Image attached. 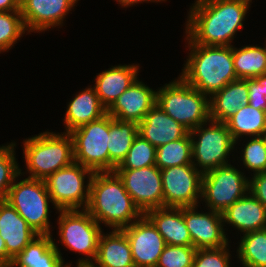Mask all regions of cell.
Segmentation results:
<instances>
[{
	"instance_id": "obj_44",
	"label": "cell",
	"mask_w": 266,
	"mask_h": 267,
	"mask_svg": "<svg viewBox=\"0 0 266 267\" xmlns=\"http://www.w3.org/2000/svg\"><path fill=\"white\" fill-rule=\"evenodd\" d=\"M77 267H96L93 263H77Z\"/></svg>"
},
{
	"instance_id": "obj_43",
	"label": "cell",
	"mask_w": 266,
	"mask_h": 267,
	"mask_svg": "<svg viewBox=\"0 0 266 267\" xmlns=\"http://www.w3.org/2000/svg\"><path fill=\"white\" fill-rule=\"evenodd\" d=\"M254 79L262 86V92L266 100V74H262Z\"/></svg>"
},
{
	"instance_id": "obj_40",
	"label": "cell",
	"mask_w": 266,
	"mask_h": 267,
	"mask_svg": "<svg viewBox=\"0 0 266 267\" xmlns=\"http://www.w3.org/2000/svg\"><path fill=\"white\" fill-rule=\"evenodd\" d=\"M20 11L19 0H0V12Z\"/></svg>"
},
{
	"instance_id": "obj_16",
	"label": "cell",
	"mask_w": 266,
	"mask_h": 267,
	"mask_svg": "<svg viewBox=\"0 0 266 267\" xmlns=\"http://www.w3.org/2000/svg\"><path fill=\"white\" fill-rule=\"evenodd\" d=\"M78 0H21L20 13L30 32L47 31L62 26L64 17L75 7Z\"/></svg>"
},
{
	"instance_id": "obj_18",
	"label": "cell",
	"mask_w": 266,
	"mask_h": 267,
	"mask_svg": "<svg viewBox=\"0 0 266 267\" xmlns=\"http://www.w3.org/2000/svg\"><path fill=\"white\" fill-rule=\"evenodd\" d=\"M0 235L7 250V267L38 234L6 200L0 201Z\"/></svg>"
},
{
	"instance_id": "obj_33",
	"label": "cell",
	"mask_w": 266,
	"mask_h": 267,
	"mask_svg": "<svg viewBox=\"0 0 266 267\" xmlns=\"http://www.w3.org/2000/svg\"><path fill=\"white\" fill-rule=\"evenodd\" d=\"M26 31L20 11L0 12V53L11 49Z\"/></svg>"
},
{
	"instance_id": "obj_30",
	"label": "cell",
	"mask_w": 266,
	"mask_h": 267,
	"mask_svg": "<svg viewBox=\"0 0 266 267\" xmlns=\"http://www.w3.org/2000/svg\"><path fill=\"white\" fill-rule=\"evenodd\" d=\"M237 258L243 267H266V228L243 234Z\"/></svg>"
},
{
	"instance_id": "obj_6",
	"label": "cell",
	"mask_w": 266,
	"mask_h": 267,
	"mask_svg": "<svg viewBox=\"0 0 266 267\" xmlns=\"http://www.w3.org/2000/svg\"><path fill=\"white\" fill-rule=\"evenodd\" d=\"M189 133L192 141V164L202 174L230 164L227 158L236 144L226 123L209 120Z\"/></svg>"
},
{
	"instance_id": "obj_3",
	"label": "cell",
	"mask_w": 266,
	"mask_h": 267,
	"mask_svg": "<svg viewBox=\"0 0 266 267\" xmlns=\"http://www.w3.org/2000/svg\"><path fill=\"white\" fill-rule=\"evenodd\" d=\"M190 53L179 75L187 84L209 98L228 83L237 80L233 46L194 44L187 36Z\"/></svg>"
},
{
	"instance_id": "obj_13",
	"label": "cell",
	"mask_w": 266,
	"mask_h": 267,
	"mask_svg": "<svg viewBox=\"0 0 266 267\" xmlns=\"http://www.w3.org/2000/svg\"><path fill=\"white\" fill-rule=\"evenodd\" d=\"M114 172L143 214L163 207L161 169L156 165L139 169H115Z\"/></svg>"
},
{
	"instance_id": "obj_9",
	"label": "cell",
	"mask_w": 266,
	"mask_h": 267,
	"mask_svg": "<svg viewBox=\"0 0 266 267\" xmlns=\"http://www.w3.org/2000/svg\"><path fill=\"white\" fill-rule=\"evenodd\" d=\"M93 174L92 170L73 162L49 175L44 181L56 210L86 209Z\"/></svg>"
},
{
	"instance_id": "obj_34",
	"label": "cell",
	"mask_w": 266,
	"mask_h": 267,
	"mask_svg": "<svg viewBox=\"0 0 266 267\" xmlns=\"http://www.w3.org/2000/svg\"><path fill=\"white\" fill-rule=\"evenodd\" d=\"M15 143L0 146V201L6 200L9 189L16 177L21 176V168L15 158Z\"/></svg>"
},
{
	"instance_id": "obj_31",
	"label": "cell",
	"mask_w": 266,
	"mask_h": 267,
	"mask_svg": "<svg viewBox=\"0 0 266 267\" xmlns=\"http://www.w3.org/2000/svg\"><path fill=\"white\" fill-rule=\"evenodd\" d=\"M192 163V141L190 133L184 138L171 141L156 148L155 165L161 170Z\"/></svg>"
},
{
	"instance_id": "obj_37",
	"label": "cell",
	"mask_w": 266,
	"mask_h": 267,
	"mask_svg": "<svg viewBox=\"0 0 266 267\" xmlns=\"http://www.w3.org/2000/svg\"><path fill=\"white\" fill-rule=\"evenodd\" d=\"M229 252V244L216 249H198L192 267H231Z\"/></svg>"
},
{
	"instance_id": "obj_22",
	"label": "cell",
	"mask_w": 266,
	"mask_h": 267,
	"mask_svg": "<svg viewBox=\"0 0 266 267\" xmlns=\"http://www.w3.org/2000/svg\"><path fill=\"white\" fill-rule=\"evenodd\" d=\"M61 255L52 235H38L13 258L10 267H71Z\"/></svg>"
},
{
	"instance_id": "obj_2",
	"label": "cell",
	"mask_w": 266,
	"mask_h": 267,
	"mask_svg": "<svg viewBox=\"0 0 266 267\" xmlns=\"http://www.w3.org/2000/svg\"><path fill=\"white\" fill-rule=\"evenodd\" d=\"M85 210L99 224L117 230L130 226L144 215L114 171L94 172Z\"/></svg>"
},
{
	"instance_id": "obj_1",
	"label": "cell",
	"mask_w": 266,
	"mask_h": 267,
	"mask_svg": "<svg viewBox=\"0 0 266 267\" xmlns=\"http://www.w3.org/2000/svg\"><path fill=\"white\" fill-rule=\"evenodd\" d=\"M251 2L247 0H196L188 14L185 33L204 46H233L232 39L243 27Z\"/></svg>"
},
{
	"instance_id": "obj_26",
	"label": "cell",
	"mask_w": 266,
	"mask_h": 267,
	"mask_svg": "<svg viewBox=\"0 0 266 267\" xmlns=\"http://www.w3.org/2000/svg\"><path fill=\"white\" fill-rule=\"evenodd\" d=\"M107 113V109L100 103L93 86L85 88L69 102L64 117L66 132H71L86 123L97 120Z\"/></svg>"
},
{
	"instance_id": "obj_28",
	"label": "cell",
	"mask_w": 266,
	"mask_h": 267,
	"mask_svg": "<svg viewBox=\"0 0 266 267\" xmlns=\"http://www.w3.org/2000/svg\"><path fill=\"white\" fill-rule=\"evenodd\" d=\"M235 144L240 137H259L266 131V111L249 104L240 107L226 122Z\"/></svg>"
},
{
	"instance_id": "obj_42",
	"label": "cell",
	"mask_w": 266,
	"mask_h": 267,
	"mask_svg": "<svg viewBox=\"0 0 266 267\" xmlns=\"http://www.w3.org/2000/svg\"><path fill=\"white\" fill-rule=\"evenodd\" d=\"M122 7L133 6L134 4L142 3V2H161L165 0H116Z\"/></svg>"
},
{
	"instance_id": "obj_20",
	"label": "cell",
	"mask_w": 266,
	"mask_h": 267,
	"mask_svg": "<svg viewBox=\"0 0 266 267\" xmlns=\"http://www.w3.org/2000/svg\"><path fill=\"white\" fill-rule=\"evenodd\" d=\"M224 226L231 224L243 234L266 228V207L250 192L222 212Z\"/></svg>"
},
{
	"instance_id": "obj_41",
	"label": "cell",
	"mask_w": 266,
	"mask_h": 267,
	"mask_svg": "<svg viewBox=\"0 0 266 267\" xmlns=\"http://www.w3.org/2000/svg\"><path fill=\"white\" fill-rule=\"evenodd\" d=\"M0 267H7L6 244L1 235H0Z\"/></svg>"
},
{
	"instance_id": "obj_19",
	"label": "cell",
	"mask_w": 266,
	"mask_h": 267,
	"mask_svg": "<svg viewBox=\"0 0 266 267\" xmlns=\"http://www.w3.org/2000/svg\"><path fill=\"white\" fill-rule=\"evenodd\" d=\"M189 131L155 104L138 123V135L154 147L184 138Z\"/></svg>"
},
{
	"instance_id": "obj_17",
	"label": "cell",
	"mask_w": 266,
	"mask_h": 267,
	"mask_svg": "<svg viewBox=\"0 0 266 267\" xmlns=\"http://www.w3.org/2000/svg\"><path fill=\"white\" fill-rule=\"evenodd\" d=\"M138 79L107 109L111 117L138 124L156 104V91Z\"/></svg>"
},
{
	"instance_id": "obj_36",
	"label": "cell",
	"mask_w": 266,
	"mask_h": 267,
	"mask_svg": "<svg viewBox=\"0 0 266 267\" xmlns=\"http://www.w3.org/2000/svg\"><path fill=\"white\" fill-rule=\"evenodd\" d=\"M196 248L166 244L156 267H192Z\"/></svg>"
},
{
	"instance_id": "obj_32",
	"label": "cell",
	"mask_w": 266,
	"mask_h": 267,
	"mask_svg": "<svg viewBox=\"0 0 266 267\" xmlns=\"http://www.w3.org/2000/svg\"><path fill=\"white\" fill-rule=\"evenodd\" d=\"M155 160L156 147L137 135L126 157L116 169H139L154 166Z\"/></svg>"
},
{
	"instance_id": "obj_38",
	"label": "cell",
	"mask_w": 266,
	"mask_h": 267,
	"mask_svg": "<svg viewBox=\"0 0 266 267\" xmlns=\"http://www.w3.org/2000/svg\"><path fill=\"white\" fill-rule=\"evenodd\" d=\"M249 192L266 207V172L254 174L249 179Z\"/></svg>"
},
{
	"instance_id": "obj_35",
	"label": "cell",
	"mask_w": 266,
	"mask_h": 267,
	"mask_svg": "<svg viewBox=\"0 0 266 267\" xmlns=\"http://www.w3.org/2000/svg\"><path fill=\"white\" fill-rule=\"evenodd\" d=\"M241 152L240 160L253 175L266 172V143L262 136L251 137Z\"/></svg>"
},
{
	"instance_id": "obj_21",
	"label": "cell",
	"mask_w": 266,
	"mask_h": 267,
	"mask_svg": "<svg viewBox=\"0 0 266 267\" xmlns=\"http://www.w3.org/2000/svg\"><path fill=\"white\" fill-rule=\"evenodd\" d=\"M139 65H118L102 71L95 78L94 88L100 103L108 109L138 78Z\"/></svg>"
},
{
	"instance_id": "obj_39",
	"label": "cell",
	"mask_w": 266,
	"mask_h": 267,
	"mask_svg": "<svg viewBox=\"0 0 266 267\" xmlns=\"http://www.w3.org/2000/svg\"><path fill=\"white\" fill-rule=\"evenodd\" d=\"M248 84V104L256 109L266 111V100L262 92V86L255 79H247Z\"/></svg>"
},
{
	"instance_id": "obj_23",
	"label": "cell",
	"mask_w": 266,
	"mask_h": 267,
	"mask_svg": "<svg viewBox=\"0 0 266 267\" xmlns=\"http://www.w3.org/2000/svg\"><path fill=\"white\" fill-rule=\"evenodd\" d=\"M156 227L168 245L192 246L182 207H160L144 214Z\"/></svg>"
},
{
	"instance_id": "obj_12",
	"label": "cell",
	"mask_w": 266,
	"mask_h": 267,
	"mask_svg": "<svg viewBox=\"0 0 266 267\" xmlns=\"http://www.w3.org/2000/svg\"><path fill=\"white\" fill-rule=\"evenodd\" d=\"M202 175L193 164L162 169L163 207L199 206Z\"/></svg>"
},
{
	"instance_id": "obj_29",
	"label": "cell",
	"mask_w": 266,
	"mask_h": 267,
	"mask_svg": "<svg viewBox=\"0 0 266 267\" xmlns=\"http://www.w3.org/2000/svg\"><path fill=\"white\" fill-rule=\"evenodd\" d=\"M233 65L238 79H254L266 74V45L244 46L241 49L233 46Z\"/></svg>"
},
{
	"instance_id": "obj_5",
	"label": "cell",
	"mask_w": 266,
	"mask_h": 267,
	"mask_svg": "<svg viewBox=\"0 0 266 267\" xmlns=\"http://www.w3.org/2000/svg\"><path fill=\"white\" fill-rule=\"evenodd\" d=\"M156 104L189 132L210 120L208 96L180 76L156 91Z\"/></svg>"
},
{
	"instance_id": "obj_8",
	"label": "cell",
	"mask_w": 266,
	"mask_h": 267,
	"mask_svg": "<svg viewBox=\"0 0 266 267\" xmlns=\"http://www.w3.org/2000/svg\"><path fill=\"white\" fill-rule=\"evenodd\" d=\"M58 213L59 242L70 251L86 255L77 263H93L102 233L100 224L85 209L58 210Z\"/></svg>"
},
{
	"instance_id": "obj_15",
	"label": "cell",
	"mask_w": 266,
	"mask_h": 267,
	"mask_svg": "<svg viewBox=\"0 0 266 267\" xmlns=\"http://www.w3.org/2000/svg\"><path fill=\"white\" fill-rule=\"evenodd\" d=\"M197 206L182 207V213L192 239V246L198 249H216L228 245L222 213L197 212Z\"/></svg>"
},
{
	"instance_id": "obj_14",
	"label": "cell",
	"mask_w": 266,
	"mask_h": 267,
	"mask_svg": "<svg viewBox=\"0 0 266 267\" xmlns=\"http://www.w3.org/2000/svg\"><path fill=\"white\" fill-rule=\"evenodd\" d=\"M121 230L129 240L135 267H156L166 243L153 223L143 215Z\"/></svg>"
},
{
	"instance_id": "obj_10",
	"label": "cell",
	"mask_w": 266,
	"mask_h": 267,
	"mask_svg": "<svg viewBox=\"0 0 266 267\" xmlns=\"http://www.w3.org/2000/svg\"><path fill=\"white\" fill-rule=\"evenodd\" d=\"M109 126L110 115L106 113L69 132L73 139L74 162L93 172H109Z\"/></svg>"
},
{
	"instance_id": "obj_45",
	"label": "cell",
	"mask_w": 266,
	"mask_h": 267,
	"mask_svg": "<svg viewBox=\"0 0 266 267\" xmlns=\"http://www.w3.org/2000/svg\"><path fill=\"white\" fill-rule=\"evenodd\" d=\"M262 137L264 138L265 143H266V131L264 132V134L262 135Z\"/></svg>"
},
{
	"instance_id": "obj_11",
	"label": "cell",
	"mask_w": 266,
	"mask_h": 267,
	"mask_svg": "<svg viewBox=\"0 0 266 267\" xmlns=\"http://www.w3.org/2000/svg\"><path fill=\"white\" fill-rule=\"evenodd\" d=\"M249 192V179L231 164L212 169L202 175L201 200L208 209L224 212Z\"/></svg>"
},
{
	"instance_id": "obj_25",
	"label": "cell",
	"mask_w": 266,
	"mask_h": 267,
	"mask_svg": "<svg viewBox=\"0 0 266 267\" xmlns=\"http://www.w3.org/2000/svg\"><path fill=\"white\" fill-rule=\"evenodd\" d=\"M101 233L98 242L96 267H135L129 240L122 230L113 229L109 234Z\"/></svg>"
},
{
	"instance_id": "obj_27",
	"label": "cell",
	"mask_w": 266,
	"mask_h": 267,
	"mask_svg": "<svg viewBox=\"0 0 266 267\" xmlns=\"http://www.w3.org/2000/svg\"><path fill=\"white\" fill-rule=\"evenodd\" d=\"M137 135V123L121 121L110 116L107 143L109 151V172H113L121 164Z\"/></svg>"
},
{
	"instance_id": "obj_4",
	"label": "cell",
	"mask_w": 266,
	"mask_h": 267,
	"mask_svg": "<svg viewBox=\"0 0 266 267\" xmlns=\"http://www.w3.org/2000/svg\"><path fill=\"white\" fill-rule=\"evenodd\" d=\"M23 143L28 178L45 180L74 162L73 139L68 132L46 131L25 139Z\"/></svg>"
},
{
	"instance_id": "obj_24",
	"label": "cell",
	"mask_w": 266,
	"mask_h": 267,
	"mask_svg": "<svg viewBox=\"0 0 266 267\" xmlns=\"http://www.w3.org/2000/svg\"><path fill=\"white\" fill-rule=\"evenodd\" d=\"M248 93L247 79L228 83L209 98L210 120L225 123L240 107L248 104Z\"/></svg>"
},
{
	"instance_id": "obj_7",
	"label": "cell",
	"mask_w": 266,
	"mask_h": 267,
	"mask_svg": "<svg viewBox=\"0 0 266 267\" xmlns=\"http://www.w3.org/2000/svg\"><path fill=\"white\" fill-rule=\"evenodd\" d=\"M14 179L6 201L16 209L38 235H51L49 203L52 202L44 180Z\"/></svg>"
}]
</instances>
